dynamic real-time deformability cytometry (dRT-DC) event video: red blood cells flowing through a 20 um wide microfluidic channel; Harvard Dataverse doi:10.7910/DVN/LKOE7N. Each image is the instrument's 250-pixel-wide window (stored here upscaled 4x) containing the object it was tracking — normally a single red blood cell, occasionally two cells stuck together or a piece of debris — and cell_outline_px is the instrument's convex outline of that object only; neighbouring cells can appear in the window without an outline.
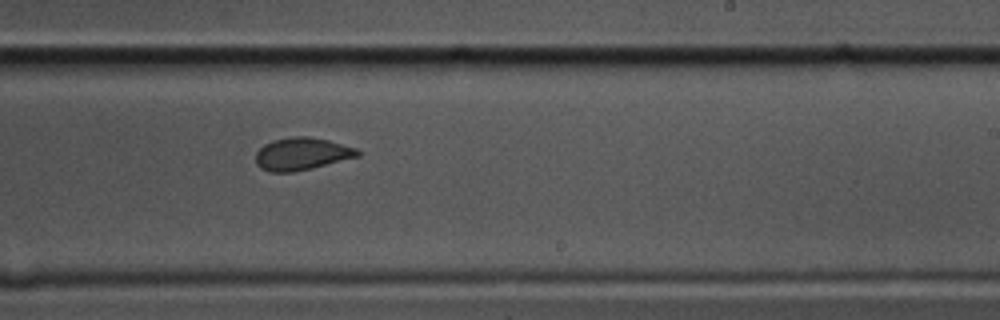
{"species": "common noctule bat (a hibernating species)", "species_latin": "Nyctalus noctula", "temperature_condition": "cold", "stored_images_in_passage": 35, "camera_frame_rate_fps": 3000, "um_per_image_px": 0.085, "animal": {"sex": "male", "body_mass_g": 17.5, "forearm_length_mm": 52.3}, "frame": {"image": 1, "passage_image": 18, "time_ms": 5.667, "image_size_px": [1000, 320], "cell_outline_px": [[360, 156], [312, 168], [292, 172], [268, 172], [260, 168], [256, 164], [256, 152], [264, 144], [272, 140], [292, 136], [308, 136], [328, 140], [356, 148], [360, 152]], "centroid_in_image_um": [25.63, 13.08], "position_along_channel_um": 263.4, "area_um2": 19.36}}
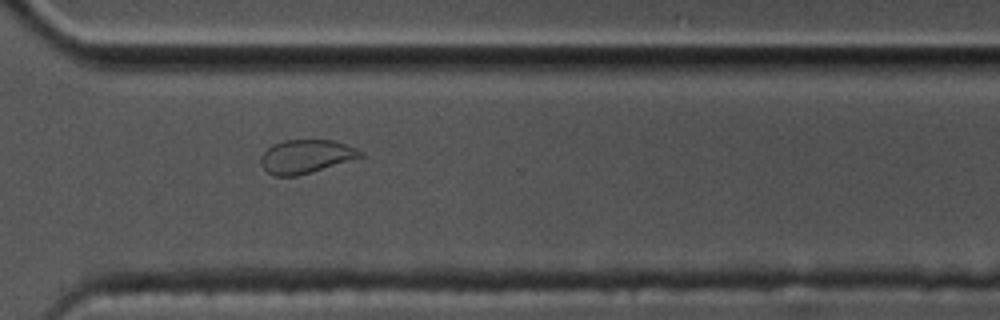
{"frame": {"image": 2, "passage_image": 25, "time_ms": 8.0, "image_size_px": [1000, 320], "cell_outline_px": [[364, 156], [296, 176], [272, 176], [260, 164], [260, 156], [272, 144], [284, 140], [336, 140], [356, 148], [364, 152]], "centroid_in_image_um": [25.99, 13.29], "position_along_channel_um": 344.6, "area_um2": 19.42}}
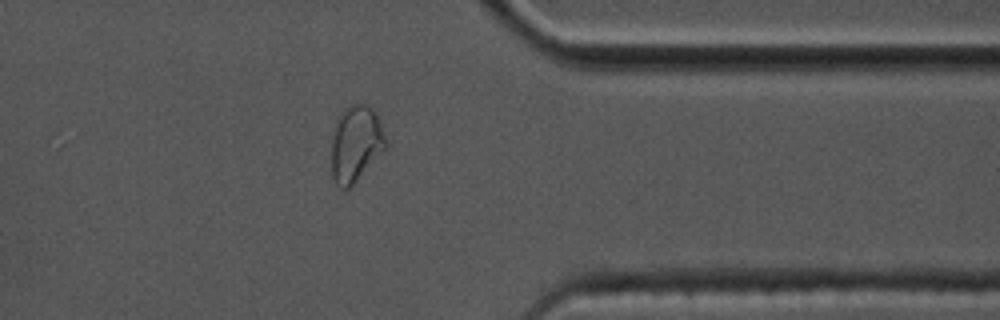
{"frame": {"image": 3, "passage_image": 29, "time_ms": 9.333, "image_size_px": [1000, 320], "cell_outline_px": [[388, 144], [356, 180], [344, 192], [336, 184], [332, 176], [332, 140], [340, 116], [344, 108], [356, 100], [368, 104], [376, 112], [380, 120]], "centroid_in_image_um": [30.25, 12.16], "position_along_channel_um": 381.1, "area_um2": 23.93}, "authors_computed_cell_mechanics": {"area_um2": 19.363, "velocity_mm_per_s": 3.4813, "shape_relaxation_time_tau1_ms": 5.0622, "shape_relaxation_time_tau2_ms": 1.7124, "deformation_change_tau1": 0.1107, "deformation_change_tau2": 0.049}}